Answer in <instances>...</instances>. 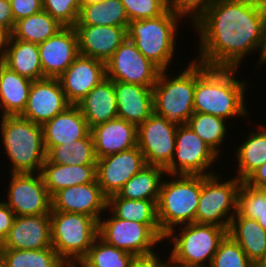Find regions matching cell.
<instances>
[{
  "mask_svg": "<svg viewBox=\"0 0 266 267\" xmlns=\"http://www.w3.org/2000/svg\"><path fill=\"white\" fill-rule=\"evenodd\" d=\"M0 118L1 143L11 162L10 173H40L46 160L42 125L21 115Z\"/></svg>",
  "mask_w": 266,
  "mask_h": 267,
  "instance_id": "obj_3",
  "label": "cell"
},
{
  "mask_svg": "<svg viewBox=\"0 0 266 267\" xmlns=\"http://www.w3.org/2000/svg\"><path fill=\"white\" fill-rule=\"evenodd\" d=\"M259 130L249 132L243 144L237 147V177L244 181L255 169L266 162V126L258 125Z\"/></svg>",
  "mask_w": 266,
  "mask_h": 267,
  "instance_id": "obj_31",
  "label": "cell"
},
{
  "mask_svg": "<svg viewBox=\"0 0 266 267\" xmlns=\"http://www.w3.org/2000/svg\"><path fill=\"white\" fill-rule=\"evenodd\" d=\"M193 27L199 35L195 61L238 69L246 55L260 49L258 64H264L266 0H214Z\"/></svg>",
  "mask_w": 266,
  "mask_h": 267,
  "instance_id": "obj_1",
  "label": "cell"
},
{
  "mask_svg": "<svg viewBox=\"0 0 266 267\" xmlns=\"http://www.w3.org/2000/svg\"><path fill=\"white\" fill-rule=\"evenodd\" d=\"M129 21L156 18L168 9L166 0H121Z\"/></svg>",
  "mask_w": 266,
  "mask_h": 267,
  "instance_id": "obj_41",
  "label": "cell"
},
{
  "mask_svg": "<svg viewBox=\"0 0 266 267\" xmlns=\"http://www.w3.org/2000/svg\"><path fill=\"white\" fill-rule=\"evenodd\" d=\"M257 222L266 231V212L257 219Z\"/></svg>",
  "mask_w": 266,
  "mask_h": 267,
  "instance_id": "obj_53",
  "label": "cell"
},
{
  "mask_svg": "<svg viewBox=\"0 0 266 267\" xmlns=\"http://www.w3.org/2000/svg\"><path fill=\"white\" fill-rule=\"evenodd\" d=\"M0 26L6 27L11 33L15 26L9 0H0Z\"/></svg>",
  "mask_w": 266,
  "mask_h": 267,
  "instance_id": "obj_49",
  "label": "cell"
},
{
  "mask_svg": "<svg viewBox=\"0 0 266 267\" xmlns=\"http://www.w3.org/2000/svg\"><path fill=\"white\" fill-rule=\"evenodd\" d=\"M40 174L52 197L57 191L96 180V164L61 165L45 160Z\"/></svg>",
  "mask_w": 266,
  "mask_h": 267,
  "instance_id": "obj_26",
  "label": "cell"
},
{
  "mask_svg": "<svg viewBox=\"0 0 266 267\" xmlns=\"http://www.w3.org/2000/svg\"><path fill=\"white\" fill-rule=\"evenodd\" d=\"M254 263L228 234L220 242L210 267H253Z\"/></svg>",
  "mask_w": 266,
  "mask_h": 267,
  "instance_id": "obj_39",
  "label": "cell"
},
{
  "mask_svg": "<svg viewBox=\"0 0 266 267\" xmlns=\"http://www.w3.org/2000/svg\"><path fill=\"white\" fill-rule=\"evenodd\" d=\"M70 105L57 78L34 80L30 86L26 108L21 116L43 125Z\"/></svg>",
  "mask_w": 266,
  "mask_h": 267,
  "instance_id": "obj_16",
  "label": "cell"
},
{
  "mask_svg": "<svg viewBox=\"0 0 266 267\" xmlns=\"http://www.w3.org/2000/svg\"><path fill=\"white\" fill-rule=\"evenodd\" d=\"M79 54L106 63L127 38L128 27L74 25Z\"/></svg>",
  "mask_w": 266,
  "mask_h": 267,
  "instance_id": "obj_21",
  "label": "cell"
},
{
  "mask_svg": "<svg viewBox=\"0 0 266 267\" xmlns=\"http://www.w3.org/2000/svg\"><path fill=\"white\" fill-rule=\"evenodd\" d=\"M129 19L121 0L82 4L75 25L128 27Z\"/></svg>",
  "mask_w": 266,
  "mask_h": 267,
  "instance_id": "obj_32",
  "label": "cell"
},
{
  "mask_svg": "<svg viewBox=\"0 0 266 267\" xmlns=\"http://www.w3.org/2000/svg\"><path fill=\"white\" fill-rule=\"evenodd\" d=\"M46 159L61 165L96 164L97 158L91 133L83 139L73 141L70 145L64 143L50 148L46 152Z\"/></svg>",
  "mask_w": 266,
  "mask_h": 267,
  "instance_id": "obj_35",
  "label": "cell"
},
{
  "mask_svg": "<svg viewBox=\"0 0 266 267\" xmlns=\"http://www.w3.org/2000/svg\"><path fill=\"white\" fill-rule=\"evenodd\" d=\"M106 0H81V4L95 3V2H104Z\"/></svg>",
  "mask_w": 266,
  "mask_h": 267,
  "instance_id": "obj_56",
  "label": "cell"
},
{
  "mask_svg": "<svg viewBox=\"0 0 266 267\" xmlns=\"http://www.w3.org/2000/svg\"><path fill=\"white\" fill-rule=\"evenodd\" d=\"M97 159L137 146V126L120 118L90 128Z\"/></svg>",
  "mask_w": 266,
  "mask_h": 267,
  "instance_id": "obj_22",
  "label": "cell"
},
{
  "mask_svg": "<svg viewBox=\"0 0 266 267\" xmlns=\"http://www.w3.org/2000/svg\"><path fill=\"white\" fill-rule=\"evenodd\" d=\"M6 267H27L25 250L3 249Z\"/></svg>",
  "mask_w": 266,
  "mask_h": 267,
  "instance_id": "obj_46",
  "label": "cell"
},
{
  "mask_svg": "<svg viewBox=\"0 0 266 267\" xmlns=\"http://www.w3.org/2000/svg\"><path fill=\"white\" fill-rule=\"evenodd\" d=\"M15 213L13 210L5 203V201H0V241L8 236L10 228L15 219Z\"/></svg>",
  "mask_w": 266,
  "mask_h": 267,
  "instance_id": "obj_45",
  "label": "cell"
},
{
  "mask_svg": "<svg viewBox=\"0 0 266 267\" xmlns=\"http://www.w3.org/2000/svg\"><path fill=\"white\" fill-rule=\"evenodd\" d=\"M167 263L165 262V267H207L202 265H193V264H185L182 262H179L172 258L171 256L168 257Z\"/></svg>",
  "mask_w": 266,
  "mask_h": 267,
  "instance_id": "obj_51",
  "label": "cell"
},
{
  "mask_svg": "<svg viewBox=\"0 0 266 267\" xmlns=\"http://www.w3.org/2000/svg\"><path fill=\"white\" fill-rule=\"evenodd\" d=\"M77 106L87 120L89 128L118 118L114 81L104 79Z\"/></svg>",
  "mask_w": 266,
  "mask_h": 267,
  "instance_id": "obj_25",
  "label": "cell"
},
{
  "mask_svg": "<svg viewBox=\"0 0 266 267\" xmlns=\"http://www.w3.org/2000/svg\"><path fill=\"white\" fill-rule=\"evenodd\" d=\"M102 218L98 221V236L109 245L132 253L135 257L154 254V247L161 244L165 237L159 224L123 220L112 212L107 219Z\"/></svg>",
  "mask_w": 266,
  "mask_h": 267,
  "instance_id": "obj_9",
  "label": "cell"
},
{
  "mask_svg": "<svg viewBox=\"0 0 266 267\" xmlns=\"http://www.w3.org/2000/svg\"><path fill=\"white\" fill-rule=\"evenodd\" d=\"M236 71V72H235ZM236 68L208 67L197 62L193 110L225 120L249 116L245 105L246 81L235 78Z\"/></svg>",
  "mask_w": 266,
  "mask_h": 267,
  "instance_id": "obj_2",
  "label": "cell"
},
{
  "mask_svg": "<svg viewBox=\"0 0 266 267\" xmlns=\"http://www.w3.org/2000/svg\"><path fill=\"white\" fill-rule=\"evenodd\" d=\"M162 181L157 201V219L161 231L195 223L201 193V175H168Z\"/></svg>",
  "mask_w": 266,
  "mask_h": 267,
  "instance_id": "obj_5",
  "label": "cell"
},
{
  "mask_svg": "<svg viewBox=\"0 0 266 267\" xmlns=\"http://www.w3.org/2000/svg\"><path fill=\"white\" fill-rule=\"evenodd\" d=\"M104 79H106V63L81 54L58 78L71 105H77Z\"/></svg>",
  "mask_w": 266,
  "mask_h": 267,
  "instance_id": "obj_18",
  "label": "cell"
},
{
  "mask_svg": "<svg viewBox=\"0 0 266 267\" xmlns=\"http://www.w3.org/2000/svg\"><path fill=\"white\" fill-rule=\"evenodd\" d=\"M51 202V211L86 214L97 222L103 212L109 211L107 208L108 197L103 193L96 180L92 183L61 189L51 197Z\"/></svg>",
  "mask_w": 266,
  "mask_h": 267,
  "instance_id": "obj_17",
  "label": "cell"
},
{
  "mask_svg": "<svg viewBox=\"0 0 266 267\" xmlns=\"http://www.w3.org/2000/svg\"><path fill=\"white\" fill-rule=\"evenodd\" d=\"M244 182L254 188L266 189V162L255 169Z\"/></svg>",
  "mask_w": 266,
  "mask_h": 267,
  "instance_id": "obj_47",
  "label": "cell"
},
{
  "mask_svg": "<svg viewBox=\"0 0 266 267\" xmlns=\"http://www.w3.org/2000/svg\"><path fill=\"white\" fill-rule=\"evenodd\" d=\"M5 202L16 216L50 214L51 196L40 173H10Z\"/></svg>",
  "mask_w": 266,
  "mask_h": 267,
  "instance_id": "obj_13",
  "label": "cell"
},
{
  "mask_svg": "<svg viewBox=\"0 0 266 267\" xmlns=\"http://www.w3.org/2000/svg\"><path fill=\"white\" fill-rule=\"evenodd\" d=\"M32 80L20 76L0 61V109L2 116L21 115L26 108Z\"/></svg>",
  "mask_w": 266,
  "mask_h": 267,
  "instance_id": "obj_28",
  "label": "cell"
},
{
  "mask_svg": "<svg viewBox=\"0 0 266 267\" xmlns=\"http://www.w3.org/2000/svg\"><path fill=\"white\" fill-rule=\"evenodd\" d=\"M27 267H62L64 261L51 246L41 250H25Z\"/></svg>",
  "mask_w": 266,
  "mask_h": 267,
  "instance_id": "obj_43",
  "label": "cell"
},
{
  "mask_svg": "<svg viewBox=\"0 0 266 267\" xmlns=\"http://www.w3.org/2000/svg\"><path fill=\"white\" fill-rule=\"evenodd\" d=\"M12 33L6 28L0 26V61L2 60L6 48L9 45Z\"/></svg>",
  "mask_w": 266,
  "mask_h": 267,
  "instance_id": "obj_50",
  "label": "cell"
},
{
  "mask_svg": "<svg viewBox=\"0 0 266 267\" xmlns=\"http://www.w3.org/2000/svg\"><path fill=\"white\" fill-rule=\"evenodd\" d=\"M114 89L118 118L138 127L154 113L152 88L114 81Z\"/></svg>",
  "mask_w": 266,
  "mask_h": 267,
  "instance_id": "obj_24",
  "label": "cell"
},
{
  "mask_svg": "<svg viewBox=\"0 0 266 267\" xmlns=\"http://www.w3.org/2000/svg\"><path fill=\"white\" fill-rule=\"evenodd\" d=\"M164 175L165 168L146 165L124 184L117 195L131 200H152L157 204Z\"/></svg>",
  "mask_w": 266,
  "mask_h": 267,
  "instance_id": "obj_30",
  "label": "cell"
},
{
  "mask_svg": "<svg viewBox=\"0 0 266 267\" xmlns=\"http://www.w3.org/2000/svg\"><path fill=\"white\" fill-rule=\"evenodd\" d=\"M227 234L239 244L253 263L266 258V231L257 220L236 213L230 221Z\"/></svg>",
  "mask_w": 266,
  "mask_h": 267,
  "instance_id": "obj_27",
  "label": "cell"
},
{
  "mask_svg": "<svg viewBox=\"0 0 266 267\" xmlns=\"http://www.w3.org/2000/svg\"><path fill=\"white\" fill-rule=\"evenodd\" d=\"M0 267H6L4 252L2 246L0 247Z\"/></svg>",
  "mask_w": 266,
  "mask_h": 267,
  "instance_id": "obj_54",
  "label": "cell"
},
{
  "mask_svg": "<svg viewBox=\"0 0 266 267\" xmlns=\"http://www.w3.org/2000/svg\"><path fill=\"white\" fill-rule=\"evenodd\" d=\"M266 212V189L254 188L244 181L237 194V213L249 219L257 220Z\"/></svg>",
  "mask_w": 266,
  "mask_h": 267,
  "instance_id": "obj_38",
  "label": "cell"
},
{
  "mask_svg": "<svg viewBox=\"0 0 266 267\" xmlns=\"http://www.w3.org/2000/svg\"><path fill=\"white\" fill-rule=\"evenodd\" d=\"M218 156L187 124L178 126L175 152L165 168L166 175H213L210 168Z\"/></svg>",
  "mask_w": 266,
  "mask_h": 267,
  "instance_id": "obj_11",
  "label": "cell"
},
{
  "mask_svg": "<svg viewBox=\"0 0 266 267\" xmlns=\"http://www.w3.org/2000/svg\"><path fill=\"white\" fill-rule=\"evenodd\" d=\"M179 228V234L176 227L165 234L164 240H170L169 243L174 246L169 255L185 264L210 267L220 242L227 235V229L198 223L180 225Z\"/></svg>",
  "mask_w": 266,
  "mask_h": 267,
  "instance_id": "obj_8",
  "label": "cell"
},
{
  "mask_svg": "<svg viewBox=\"0 0 266 267\" xmlns=\"http://www.w3.org/2000/svg\"><path fill=\"white\" fill-rule=\"evenodd\" d=\"M107 208L116 217L123 220L144 224H159L157 206L152 200H131L114 194L108 197Z\"/></svg>",
  "mask_w": 266,
  "mask_h": 267,
  "instance_id": "obj_34",
  "label": "cell"
},
{
  "mask_svg": "<svg viewBox=\"0 0 266 267\" xmlns=\"http://www.w3.org/2000/svg\"><path fill=\"white\" fill-rule=\"evenodd\" d=\"M44 78H59L79 55L74 27H64L38 45Z\"/></svg>",
  "mask_w": 266,
  "mask_h": 267,
  "instance_id": "obj_19",
  "label": "cell"
},
{
  "mask_svg": "<svg viewBox=\"0 0 266 267\" xmlns=\"http://www.w3.org/2000/svg\"><path fill=\"white\" fill-rule=\"evenodd\" d=\"M52 247L64 262L81 261L98 236V222L86 214L51 211Z\"/></svg>",
  "mask_w": 266,
  "mask_h": 267,
  "instance_id": "obj_7",
  "label": "cell"
},
{
  "mask_svg": "<svg viewBox=\"0 0 266 267\" xmlns=\"http://www.w3.org/2000/svg\"><path fill=\"white\" fill-rule=\"evenodd\" d=\"M144 155L136 146L97 159L96 181L109 197L117 194L124 184L146 166Z\"/></svg>",
  "mask_w": 266,
  "mask_h": 267,
  "instance_id": "obj_15",
  "label": "cell"
},
{
  "mask_svg": "<svg viewBox=\"0 0 266 267\" xmlns=\"http://www.w3.org/2000/svg\"><path fill=\"white\" fill-rule=\"evenodd\" d=\"M52 246L50 214L15 216L3 249L41 250Z\"/></svg>",
  "mask_w": 266,
  "mask_h": 267,
  "instance_id": "obj_20",
  "label": "cell"
},
{
  "mask_svg": "<svg viewBox=\"0 0 266 267\" xmlns=\"http://www.w3.org/2000/svg\"><path fill=\"white\" fill-rule=\"evenodd\" d=\"M182 17L167 10L156 18L133 20L127 28V38L136 48L161 70L172 64L175 53L176 34Z\"/></svg>",
  "mask_w": 266,
  "mask_h": 267,
  "instance_id": "obj_6",
  "label": "cell"
},
{
  "mask_svg": "<svg viewBox=\"0 0 266 267\" xmlns=\"http://www.w3.org/2000/svg\"><path fill=\"white\" fill-rule=\"evenodd\" d=\"M64 27L48 12L42 10L37 14L16 21L11 37L39 45L55 36Z\"/></svg>",
  "mask_w": 266,
  "mask_h": 267,
  "instance_id": "obj_33",
  "label": "cell"
},
{
  "mask_svg": "<svg viewBox=\"0 0 266 267\" xmlns=\"http://www.w3.org/2000/svg\"><path fill=\"white\" fill-rule=\"evenodd\" d=\"M219 177L221 176L217 173L201 175V193L195 223L213 224L228 230L232 217L237 213V194L242 181L233 176L224 182Z\"/></svg>",
  "mask_w": 266,
  "mask_h": 267,
  "instance_id": "obj_10",
  "label": "cell"
},
{
  "mask_svg": "<svg viewBox=\"0 0 266 267\" xmlns=\"http://www.w3.org/2000/svg\"><path fill=\"white\" fill-rule=\"evenodd\" d=\"M1 62L32 81L44 78L38 44L11 37Z\"/></svg>",
  "mask_w": 266,
  "mask_h": 267,
  "instance_id": "obj_29",
  "label": "cell"
},
{
  "mask_svg": "<svg viewBox=\"0 0 266 267\" xmlns=\"http://www.w3.org/2000/svg\"><path fill=\"white\" fill-rule=\"evenodd\" d=\"M14 22L43 10L42 0H9Z\"/></svg>",
  "mask_w": 266,
  "mask_h": 267,
  "instance_id": "obj_44",
  "label": "cell"
},
{
  "mask_svg": "<svg viewBox=\"0 0 266 267\" xmlns=\"http://www.w3.org/2000/svg\"><path fill=\"white\" fill-rule=\"evenodd\" d=\"M62 267H86L81 261L78 262H64Z\"/></svg>",
  "mask_w": 266,
  "mask_h": 267,
  "instance_id": "obj_52",
  "label": "cell"
},
{
  "mask_svg": "<svg viewBox=\"0 0 266 267\" xmlns=\"http://www.w3.org/2000/svg\"><path fill=\"white\" fill-rule=\"evenodd\" d=\"M167 71H160L152 88L154 113L178 127L186 124L194 113L197 61L193 59L176 77L168 78Z\"/></svg>",
  "mask_w": 266,
  "mask_h": 267,
  "instance_id": "obj_4",
  "label": "cell"
},
{
  "mask_svg": "<svg viewBox=\"0 0 266 267\" xmlns=\"http://www.w3.org/2000/svg\"><path fill=\"white\" fill-rule=\"evenodd\" d=\"M157 253L148 256H136L130 267H165V261Z\"/></svg>",
  "mask_w": 266,
  "mask_h": 267,
  "instance_id": "obj_48",
  "label": "cell"
},
{
  "mask_svg": "<svg viewBox=\"0 0 266 267\" xmlns=\"http://www.w3.org/2000/svg\"><path fill=\"white\" fill-rule=\"evenodd\" d=\"M135 256L109 245L97 236L81 262L86 267H130Z\"/></svg>",
  "mask_w": 266,
  "mask_h": 267,
  "instance_id": "obj_36",
  "label": "cell"
},
{
  "mask_svg": "<svg viewBox=\"0 0 266 267\" xmlns=\"http://www.w3.org/2000/svg\"><path fill=\"white\" fill-rule=\"evenodd\" d=\"M253 267H266V258L254 263Z\"/></svg>",
  "mask_w": 266,
  "mask_h": 267,
  "instance_id": "obj_55",
  "label": "cell"
},
{
  "mask_svg": "<svg viewBox=\"0 0 266 267\" xmlns=\"http://www.w3.org/2000/svg\"><path fill=\"white\" fill-rule=\"evenodd\" d=\"M214 0H166L167 9L182 17L191 18L192 24L207 10Z\"/></svg>",
  "mask_w": 266,
  "mask_h": 267,
  "instance_id": "obj_42",
  "label": "cell"
},
{
  "mask_svg": "<svg viewBox=\"0 0 266 267\" xmlns=\"http://www.w3.org/2000/svg\"><path fill=\"white\" fill-rule=\"evenodd\" d=\"M42 127L46 152L64 143L70 145L90 133L87 120L77 105H70L65 111L46 121Z\"/></svg>",
  "mask_w": 266,
  "mask_h": 267,
  "instance_id": "obj_23",
  "label": "cell"
},
{
  "mask_svg": "<svg viewBox=\"0 0 266 267\" xmlns=\"http://www.w3.org/2000/svg\"><path fill=\"white\" fill-rule=\"evenodd\" d=\"M226 122L211 114L194 112L186 124L220 156L219 149L228 132Z\"/></svg>",
  "mask_w": 266,
  "mask_h": 267,
  "instance_id": "obj_37",
  "label": "cell"
},
{
  "mask_svg": "<svg viewBox=\"0 0 266 267\" xmlns=\"http://www.w3.org/2000/svg\"><path fill=\"white\" fill-rule=\"evenodd\" d=\"M81 0H42V8L65 27H73L79 18Z\"/></svg>",
  "mask_w": 266,
  "mask_h": 267,
  "instance_id": "obj_40",
  "label": "cell"
},
{
  "mask_svg": "<svg viewBox=\"0 0 266 267\" xmlns=\"http://www.w3.org/2000/svg\"><path fill=\"white\" fill-rule=\"evenodd\" d=\"M177 126L153 113L137 127V147L147 165L166 168L173 159Z\"/></svg>",
  "mask_w": 266,
  "mask_h": 267,
  "instance_id": "obj_14",
  "label": "cell"
},
{
  "mask_svg": "<svg viewBox=\"0 0 266 267\" xmlns=\"http://www.w3.org/2000/svg\"><path fill=\"white\" fill-rule=\"evenodd\" d=\"M161 69L126 38L106 62V78L153 88Z\"/></svg>",
  "mask_w": 266,
  "mask_h": 267,
  "instance_id": "obj_12",
  "label": "cell"
}]
</instances>
